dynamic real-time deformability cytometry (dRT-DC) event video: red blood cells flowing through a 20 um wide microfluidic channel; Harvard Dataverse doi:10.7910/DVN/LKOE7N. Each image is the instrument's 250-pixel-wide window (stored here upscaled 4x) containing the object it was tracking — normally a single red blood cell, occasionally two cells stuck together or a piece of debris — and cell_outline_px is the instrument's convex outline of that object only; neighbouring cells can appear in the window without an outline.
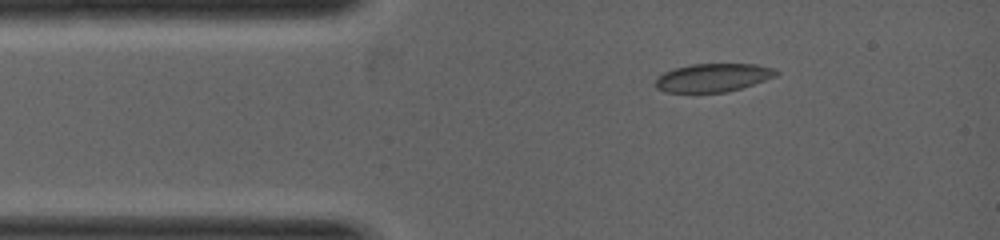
{"species": "common noctule bat (a hibernating species)", "species_latin": "Nyctalus noctula", "temperature_condition": "warm", "stored_images_in_passage": 2, "camera_frame_rate_fps": 5000, "um_per_image_px": 0.085, "animal": {"sex": "female", "body_mass_g": 19.0, "forearm_length_mm": 53.3}, "frame": {"image": 1, "passage_image": 1, "time_ms": 0.0, "image_size_px": [1000, 240], "cell_outline_px": [[780, 72], [776, 76], [740, 88], [724, 92], [664, 92], [656, 88], [656, 80], [664, 72], [676, 68], [692, 64], [756, 64], [776, 68]], "centroid_in_image_um": [60.63, 6.59], "position_along_channel_um": 24.4, "area_um2": 19.71}}
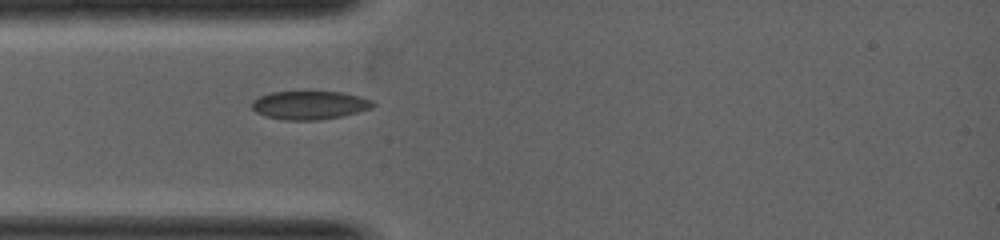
{"frame": {"image": 2, "passage_image": 2, "time_ms": 0.8, "image_size_px": [1000, 240], "cell_outline_px": [[376, 104], [372, 108], [344, 116], [316, 120], [284, 120], [264, 116], [256, 112], [252, 108], [252, 100], [260, 96], [272, 92], [340, 92], [360, 96], [372, 100]], "centroid_in_image_um": [26.33, 8.94], "position_along_channel_um": 58.7, "area_um2": 20.11}}